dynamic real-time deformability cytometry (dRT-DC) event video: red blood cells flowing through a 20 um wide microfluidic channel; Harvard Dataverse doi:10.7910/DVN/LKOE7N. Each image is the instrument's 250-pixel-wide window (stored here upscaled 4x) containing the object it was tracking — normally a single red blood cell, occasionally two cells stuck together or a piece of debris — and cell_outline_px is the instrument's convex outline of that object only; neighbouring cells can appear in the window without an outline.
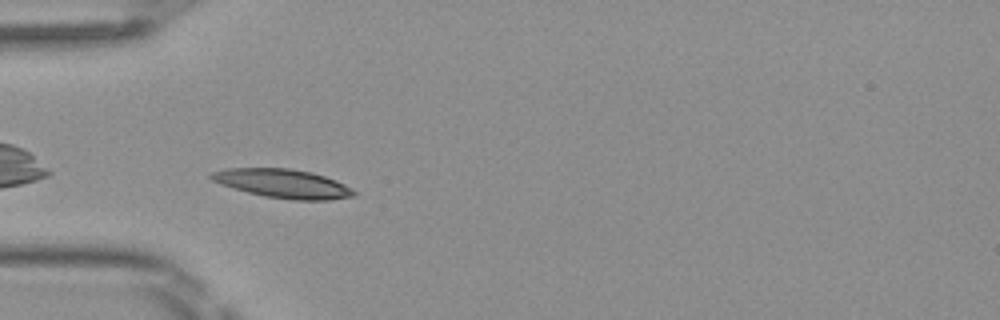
{"species": "Egyptian fruit bat (a non-hibernating species)", "species_latin": "Rousettus aegyptiacus", "temperature_condition": "room temperature", "stored_images_in_passage": 30, "camera_frame_rate_fps": 3000, "um_per_image_px": 0.085, "frame": {"image": 1, "passage_image": 2, "time_ms": 0.333, "image_size_px": [1000, 320], "cell_outline_px": [[356, 196], [328, 200], [292, 200], [264, 196], [248, 192], [220, 184], [212, 180], [208, 176], [212, 172], [224, 168], [288, 168], [312, 172], [336, 180], [352, 188], [356, 192]], "centroid_in_image_um": [24.06, 15.6], "position_along_channel_um": 60.9, "area_um2": 24.04}}
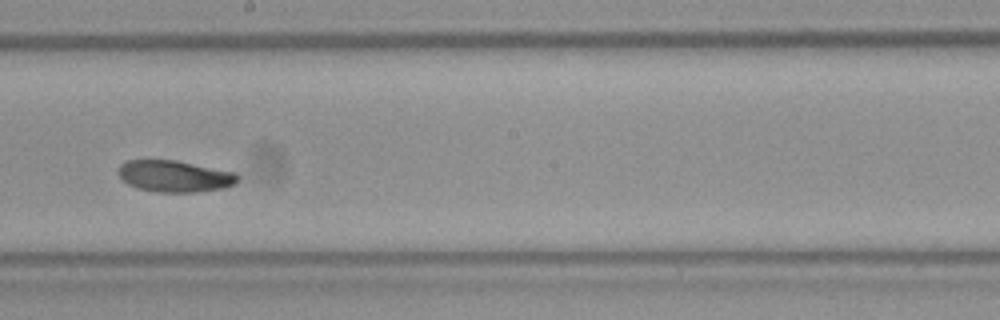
{"frame": {"image": 2, "passage_image": 15, "time_ms": 4.667, "image_size_px": [1000, 320], "cell_outline_px": [[240, 180], [236, 184], [224, 188], [196, 192], [156, 192], [136, 188], [128, 184], [116, 172], [120, 164], [124, 160], [176, 160], [236, 172], [240, 176]], "centroid_in_image_um": [14.86, 14.97], "position_along_channel_um": 233.3, "area_um2": 22.31}}
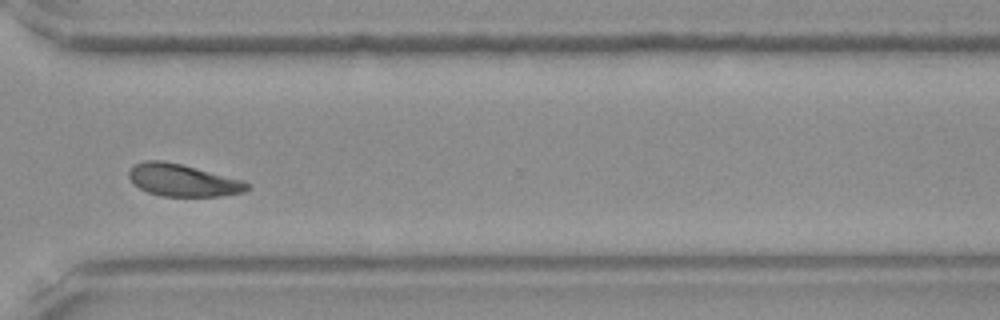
{"frame": {"image": 3, "passage_image": 24, "time_ms": 7.667, "image_size_px": [1000, 320], "cell_outline_px": [[252, 188], [244, 192], [220, 196], [160, 196], [148, 192], [140, 188], [128, 176], [128, 172], [136, 164], [144, 160], [164, 160], [244, 180]], "centroid_in_image_um": [15.57, 15.32], "position_along_channel_um": 355.0, "area_um2": 22.08}, "authors_computed_cell_mechanics": {"area_um2": 22.3108, "velocity_mm_per_s": 4.0491, "shape_relaxation_time_tau1_ms": 2.2942, "shape_relaxation_time_tau2_ms": 6.9951, "deformation_change_tau1": 0.0925, "deformation_change_tau2": 0.1144}}